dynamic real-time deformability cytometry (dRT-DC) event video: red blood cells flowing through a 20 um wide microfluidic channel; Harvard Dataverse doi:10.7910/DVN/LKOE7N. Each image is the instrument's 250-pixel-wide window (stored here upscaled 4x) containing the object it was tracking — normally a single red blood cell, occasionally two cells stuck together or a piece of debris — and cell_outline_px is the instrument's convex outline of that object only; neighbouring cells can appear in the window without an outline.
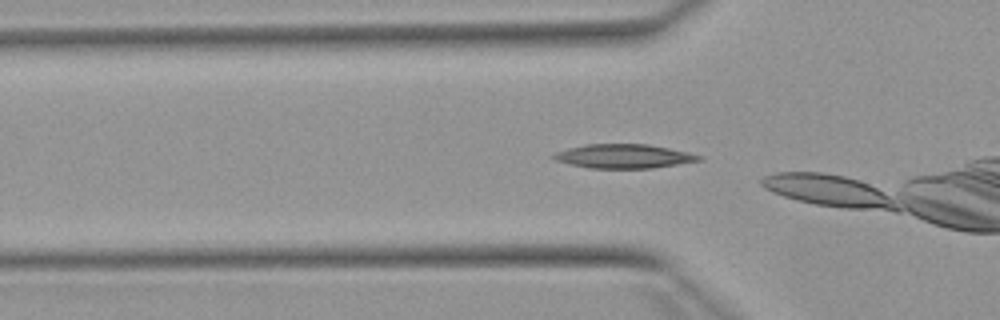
{"species": "Egyptian fruit bat (a non-hibernating species)", "species_latin": "Rousettus aegyptiacus", "temperature_condition": "warm", "stored_images_in_passage": 8, "camera_frame_rate_fps": 3000, "um_per_image_px": 0.085, "animal": {"sex": "female"}, "frame": {"image": 1, "passage_image": 6, "time_ms": 1.667, "image_size_px": [1000, 320], "cell_outline_px": [[704, 160], [652, 168], [588, 168], [556, 160], [552, 156], [556, 152], [568, 148], [584, 144], [648, 144], [688, 152], [704, 156]], "centroid_in_image_um": [53.07, 13.27], "position_along_channel_um": 72.7, "area_um2": 20.29}}